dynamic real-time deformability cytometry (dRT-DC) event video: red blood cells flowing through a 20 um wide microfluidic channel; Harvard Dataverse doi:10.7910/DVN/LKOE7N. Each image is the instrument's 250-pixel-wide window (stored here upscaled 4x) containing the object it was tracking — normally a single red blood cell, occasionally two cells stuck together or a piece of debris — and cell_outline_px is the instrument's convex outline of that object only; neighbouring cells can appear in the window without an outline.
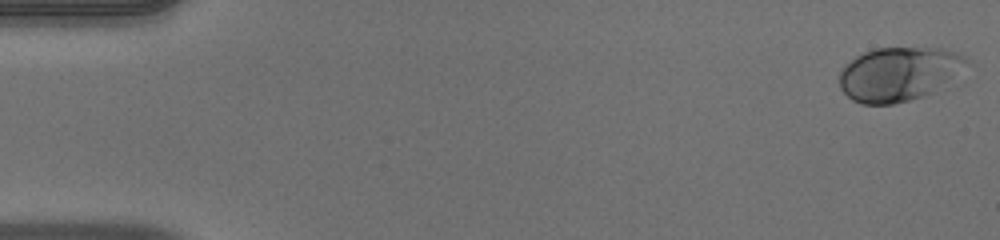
{"species": "human", "species_latin": "Homo sapiens", "temperature_condition": "warm", "stored_images_in_passage": 51, "camera_frame_rate_fps": 3000, "um_per_image_px": 0.085, "donor": {"sex": "male"}, "frame": {"image": 1, "passage_image": 1, "time_ms": 0.0, "image_size_px": [1000, 240], "cell_outline_px": [[968, 60], [944, 80], [924, 96], [892, 104], [860, 104], [852, 100], [840, 88], [840, 72], [856, 56], [864, 52], [876, 48], [940, 48], [964, 56]], "centroid_in_image_um": [76.25, 6.28], "position_along_channel_um": 8.7, "area_um2": 38.32}}
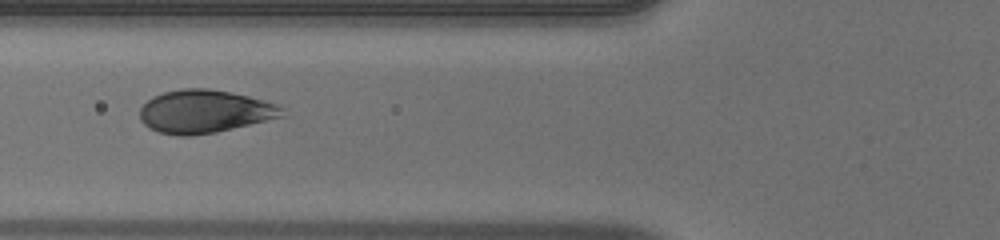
{"frame": {"image": 2, "passage_image": 20, "time_ms": 6.333, "image_size_px": [1000, 240], "cell_outline_px": [[288, 116], [216, 132], [192, 136], [180, 136], [160, 132], [148, 128], [140, 120], [140, 108], [152, 96], [164, 92], [184, 88], [208, 88], [248, 96], [280, 104], [284, 108]], "centroid_in_image_um": [17.44, 9.48], "position_along_channel_um": 108.4, "area_um2": 36.07}}
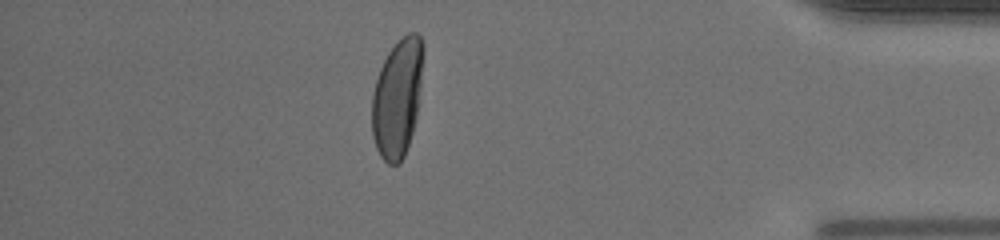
{"frame": {"image": 3, "passage_image": 45, "time_ms": 14.667, "image_size_px": [1000, 240], "cell_outline_px": [[424, 48], [420, 88], [416, 116], [412, 132], [404, 156], [400, 164], [388, 164], [380, 156], [376, 148], [372, 136], [372, 92], [380, 68], [388, 52], [408, 32], [416, 32], [420, 36], [424, 44]], "centroid_in_image_um": [33.77, 8.33], "position_along_channel_um": 401.4, "area_um2": 35.26}, "authors_computed_cell_mechanics": {"area_um2": 36.7608, "velocity_mm_per_s": 3.9702, "shape_relaxation_time_tau1_ms": 3.5234, "shape_relaxation_time_tau2_ms": null, "deformation_change_tau1": 0.1888, "deformation_change_tau2": null}}